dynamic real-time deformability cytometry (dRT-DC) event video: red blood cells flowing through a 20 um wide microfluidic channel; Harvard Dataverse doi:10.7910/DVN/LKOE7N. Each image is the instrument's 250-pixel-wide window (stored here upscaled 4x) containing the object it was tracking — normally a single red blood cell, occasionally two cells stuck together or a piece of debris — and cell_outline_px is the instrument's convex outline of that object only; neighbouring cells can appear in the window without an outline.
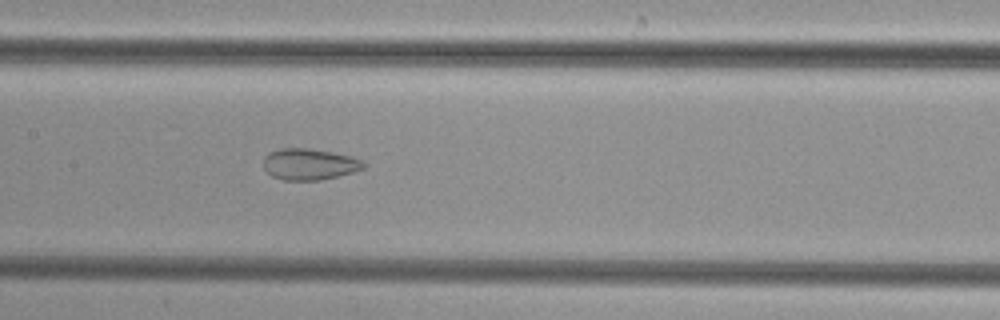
{"species": "common noctule bat (a hibernating species)", "species_latin": "Nyctalus noctula", "temperature_condition": "cold", "stored_images_in_passage": 50, "camera_frame_rate_fps": 3000, "um_per_image_px": 0.085, "animal": {"sex": "female", "body_mass_g": 29.2, "forearm_length_mm": 56.3}, "frame": {"image": 1, "passage_image": 24, "time_ms": 7.667, "image_size_px": [1000, 320], "cell_outline_px": [[364, 168], [340, 176], [320, 180], [284, 180], [272, 176], [264, 168], [264, 156], [268, 152], [280, 148], [308, 148], [332, 152], [352, 156], [360, 160], [364, 164]], "centroid_in_image_um": [26.27, 13.95], "position_along_channel_um": 181.1, "area_um2": 18.26}}
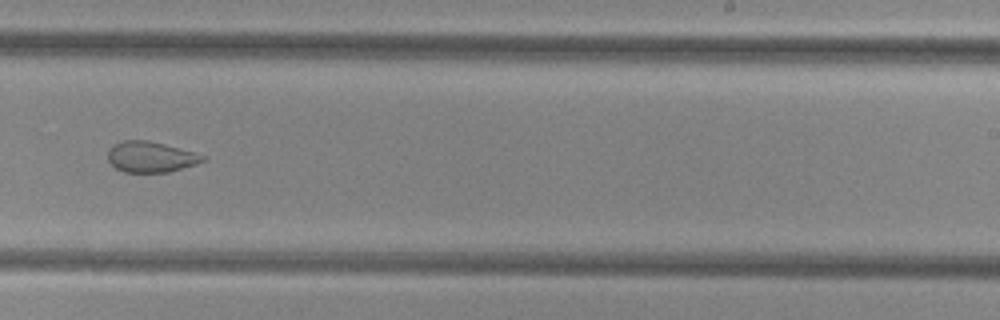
{"frame": {"image": 2, "passage_image": 31, "time_ms": 10.0, "image_size_px": [1000, 320], "cell_outline_px": [[208, 160], [196, 164], [168, 172], [124, 172], [116, 168], [108, 160], [108, 152], [116, 144], [124, 140], [148, 140], [196, 152], [208, 156]], "centroid_in_image_um": [12.88, 13.34], "position_along_channel_um": 276.1, "area_um2": 16.99}}
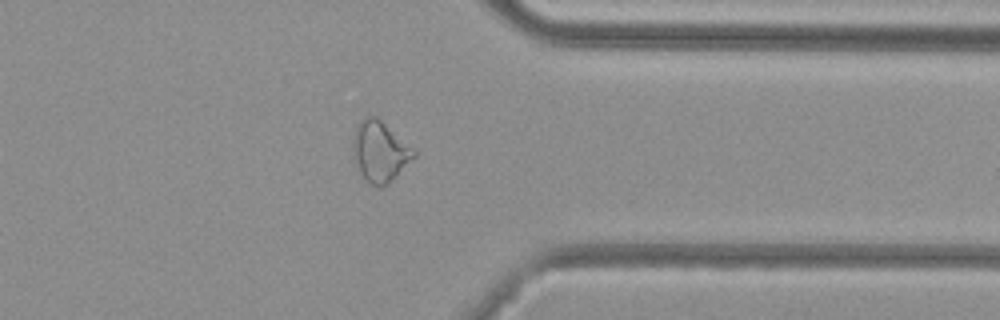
{"frame": {"image": 3, "passage_image": 39, "time_ms": 12.667, "image_size_px": [1000, 320], "cell_outline_px": [[416, 156], [384, 188], [380, 188], [372, 184], [360, 172], [352, 156], [352, 136], [356, 124], [364, 116], [376, 116], [416, 152]], "centroid_in_image_um": [32.24, 12.87], "position_along_channel_um": 379.2, "area_um2": 21.39}}